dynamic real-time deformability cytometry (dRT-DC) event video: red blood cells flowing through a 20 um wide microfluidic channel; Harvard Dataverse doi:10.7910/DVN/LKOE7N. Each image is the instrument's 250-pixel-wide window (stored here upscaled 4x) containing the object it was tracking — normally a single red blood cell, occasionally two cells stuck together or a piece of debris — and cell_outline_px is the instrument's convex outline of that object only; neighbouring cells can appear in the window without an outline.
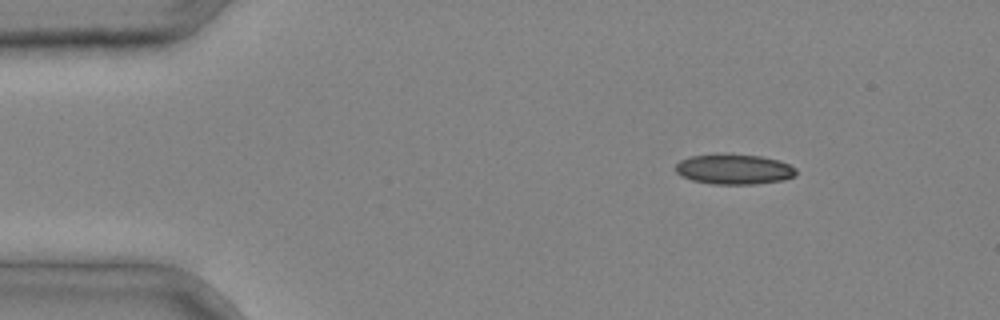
{"species": "common noctule bat (a hibernating species)", "species_latin": "Nyctalus noctula", "temperature_condition": "cold", "stored_images_in_passage": 3, "camera_frame_rate_fps": 3000, "um_per_image_px": 0.085, "animal": {"sex": "male", "body_mass_g": 20.4}, "frame": {"image": 1, "passage_image": 1, "time_ms": 0.0, "image_size_px": [1000, 320], "cell_outline_px": [[796, 176], [784, 180], [756, 184], [712, 184], [692, 180], [680, 176], [676, 172], [676, 164], [680, 160], [688, 156], [716, 152], [728, 152], [760, 156], [780, 160], [796, 168]], "centroid_in_image_um": [62.37, 14.35], "position_along_channel_um": 22.6, "area_um2": 21.96}}
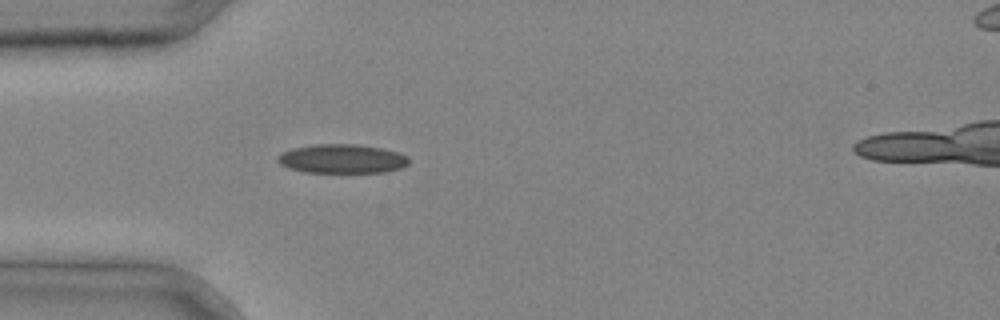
{"frame": {"image": 2, "passage_image": 2, "time_ms": 0.333, "image_size_px": [1000, 320], "cell_outline_px": [[408, 164], [400, 168], [384, 172], [304, 172], [288, 168], [280, 164], [276, 160], [276, 156], [292, 148], [312, 144], [356, 144], [380, 148], [400, 152], [408, 156]], "centroid_in_image_um": [29.05, 13.49], "position_along_channel_um": 56.0, "area_um2": 22.25}}